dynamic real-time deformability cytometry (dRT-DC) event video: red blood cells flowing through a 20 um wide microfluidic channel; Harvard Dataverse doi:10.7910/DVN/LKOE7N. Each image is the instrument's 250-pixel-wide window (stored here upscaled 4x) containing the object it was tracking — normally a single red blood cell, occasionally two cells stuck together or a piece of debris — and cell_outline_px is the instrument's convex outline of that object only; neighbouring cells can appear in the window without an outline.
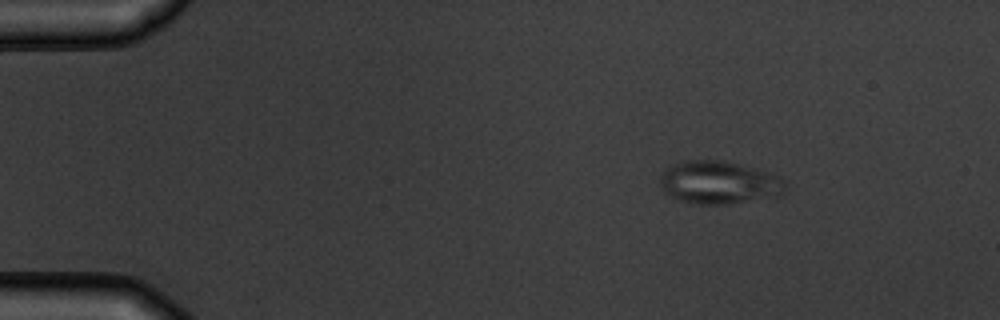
{"species": "common noctule bat (a hibernating species)", "species_latin": "Nyctalus noctula", "temperature_condition": "warm", "stored_images_in_passage": 4, "camera_frame_rate_fps": 3000, "um_per_image_px": 0.085, "animal": {"sex": "male", "body_mass_g": 19.5, "forearm_length_mm": 54.6}, "frame": {"image": 1, "passage_image": 1, "time_ms": 0.0, "image_size_px": [1000, 320], "cell_outline_px": [[788, 184], [784, 192], [780, 196], [728, 204], [692, 204], [680, 200], [664, 192], [660, 184], [660, 176], [664, 168], [676, 164], [692, 160], [724, 160], [768, 172], [780, 176], [788, 180]], "centroid_in_image_um": [61.17, 15.52], "position_along_channel_um": 23.8, "area_um2": 31.62}}